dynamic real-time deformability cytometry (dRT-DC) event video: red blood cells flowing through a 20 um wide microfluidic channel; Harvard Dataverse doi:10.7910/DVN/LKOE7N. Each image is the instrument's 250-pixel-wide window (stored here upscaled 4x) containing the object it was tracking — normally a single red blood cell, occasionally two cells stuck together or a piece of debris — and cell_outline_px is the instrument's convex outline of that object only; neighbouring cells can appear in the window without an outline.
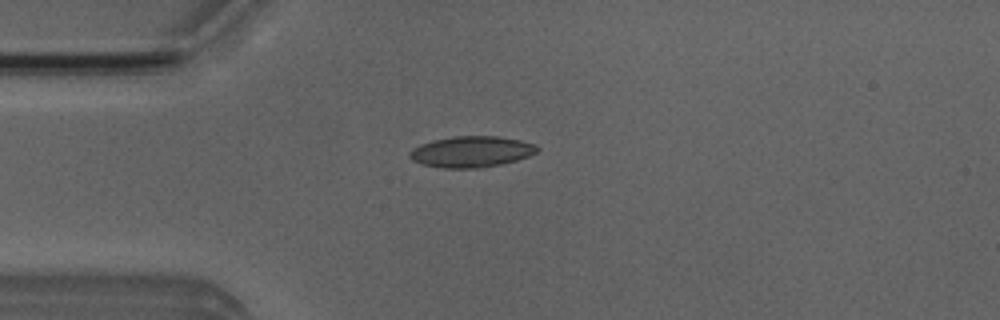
{"species": "Egyptian fruit bat (a non-hibernating species)", "species_latin": "Rousettus aegyptiacus", "temperature_condition": "room temperature", "stored_images_in_passage": 4, "camera_frame_rate_fps": 3000, "um_per_image_px": 0.085, "animal": {"sex": "male"}, "frame": {"image": 1, "passage_image": 4, "time_ms": 3.333, "image_size_px": [1000, 320], "cell_outline_px": [[540, 148], [536, 152], [528, 156], [516, 160], [500, 164], [480, 168], [444, 168], [420, 164], [412, 160], [408, 156], [408, 152], [412, 148], [420, 144], [432, 140], [452, 136], [496, 136], [520, 140], [536, 144]], "centroid_in_image_um": [40.03, 12.89], "position_along_channel_um": 45.0, "area_um2": 23.24}}